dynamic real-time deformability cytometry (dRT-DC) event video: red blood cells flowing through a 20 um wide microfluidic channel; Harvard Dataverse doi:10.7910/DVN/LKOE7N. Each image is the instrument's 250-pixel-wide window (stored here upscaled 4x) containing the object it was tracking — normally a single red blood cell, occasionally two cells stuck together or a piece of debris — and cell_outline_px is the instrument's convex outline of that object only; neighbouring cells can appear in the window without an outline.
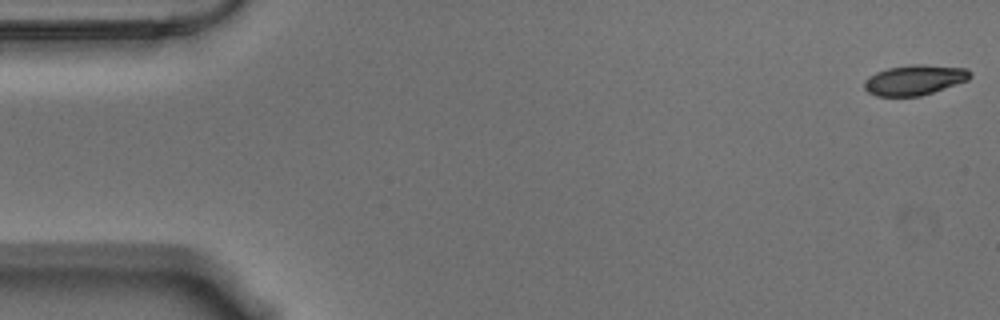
{"species": "Egyptian fruit bat (a non-hibernating species)", "species_latin": "Rousettus aegyptiacus", "temperature_condition": "warm", "stored_images_in_passage": 57, "camera_frame_rate_fps": 3000, "um_per_image_px": 0.085, "animal": {"sex": "male"}, "frame": {"image": 1, "passage_image": 1, "time_ms": 0.0, "image_size_px": [1000, 320], "cell_outline_px": [[972, 76], [968, 80], [920, 96], [876, 96], [868, 92], [864, 88], [864, 80], [868, 76], [876, 72], [888, 68], [912, 64], [924, 64], [968, 68], [972, 72]], "centroid_in_image_um": [77.74, 6.78], "position_along_channel_um": 7.3, "area_um2": 18.73}}
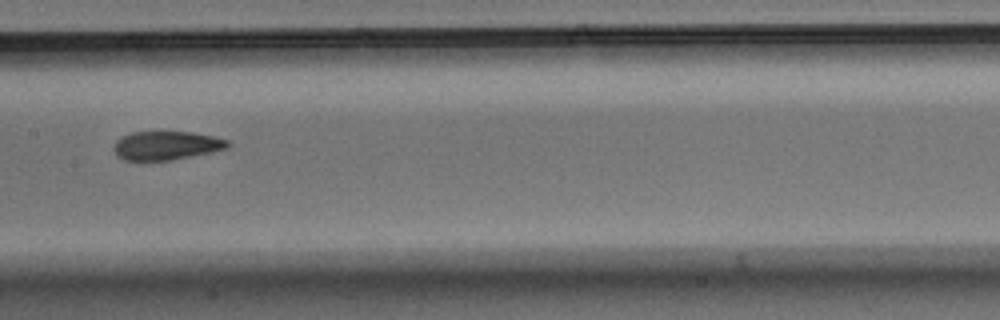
{"frame": {"image": 2, "passage_image": 28, "time_ms": 9.0, "image_size_px": [1000, 320], "cell_outline_px": [[232, 144], [228, 148], [212, 152], [172, 160], [124, 160], [116, 156], [112, 148], [116, 140], [132, 132], [192, 132], [212, 136], [228, 140]], "centroid_in_image_um": [14.14, 12.37], "position_along_channel_um": 193.3, "area_um2": 19.13}}
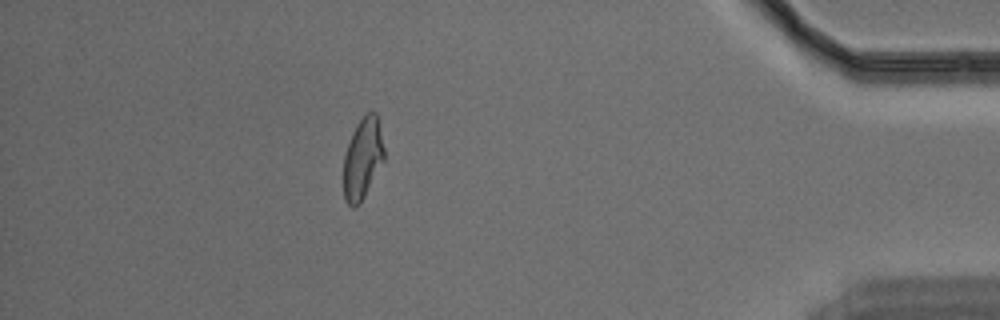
{"frame": {"image": 3, "passage_image": 50, "time_ms": 16.333, "image_size_px": [1000, 320], "cell_outline_px": [[384, 160], [360, 204], [356, 208], [352, 208], [344, 200], [344, 156], [352, 132], [356, 124], [368, 112], [376, 112], [380, 128], [384, 148]], "centroid_in_image_um": [30.82, 13.5], "position_along_channel_um": 404.4, "area_um2": 19.13}, "authors_computed_cell_mechanics": {"area_um2": 19.7098, "velocity_mm_per_s": 3.5405, "shape_relaxation_time_tau1_ms": 5.585, "shape_relaxation_time_tau2_ms": 1.6296, "deformation_change_tau1": 0.191, "deformation_change_tau2": 0.0796}}